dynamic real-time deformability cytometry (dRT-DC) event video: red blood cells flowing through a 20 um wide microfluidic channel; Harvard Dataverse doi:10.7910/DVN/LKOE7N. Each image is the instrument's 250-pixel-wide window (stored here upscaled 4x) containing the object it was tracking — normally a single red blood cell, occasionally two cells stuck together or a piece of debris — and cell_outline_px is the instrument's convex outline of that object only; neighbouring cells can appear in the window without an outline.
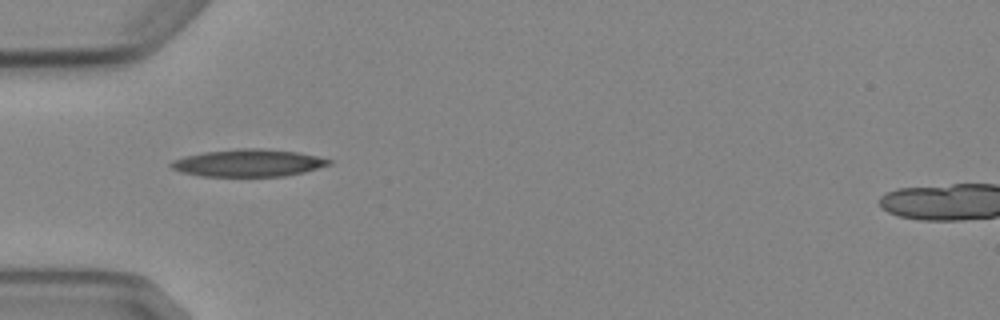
{"species": "Egyptian fruit bat (a non-hibernating species)", "species_latin": "Rousettus aegyptiacus", "temperature_condition": "cold", "stored_images_in_passage": 2, "camera_frame_rate_fps": 3000, "um_per_image_px": 0.085, "animal": {"sex": "female"}, "frame": {"image": 1, "passage_image": 1, "time_ms": 0.0, "image_size_px": [1000, 320], "cell_outline_px": [[332, 164], [304, 172], [284, 176], [200, 176], [180, 172], [172, 168], [168, 164], [172, 160], [184, 156], [204, 152], [240, 148], [264, 148], [296, 152], [316, 156], [332, 160]], "centroid_in_image_um": [21.08, 13.85], "position_along_channel_um": 63.9, "area_um2": 25.2}}
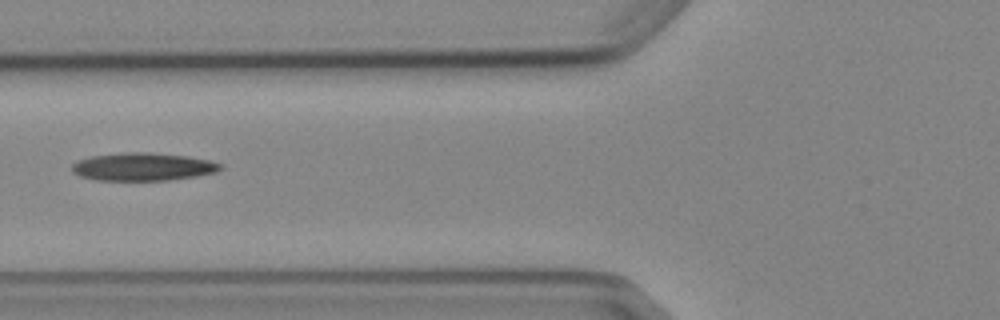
{"frame": {"image": 2, "passage_image": 2, "time_ms": 1.333, "image_size_px": [1000, 320], "cell_outline_px": [[224, 168], [216, 172], [196, 176], [168, 180], [96, 180], [80, 176], [72, 172], [72, 164], [80, 160], [92, 156], [124, 152], [152, 152], [188, 156], [208, 160], [224, 164]], "centroid_in_image_um": [12.19, 14.17], "position_along_channel_um": 113.6, "area_um2": 24.22}}